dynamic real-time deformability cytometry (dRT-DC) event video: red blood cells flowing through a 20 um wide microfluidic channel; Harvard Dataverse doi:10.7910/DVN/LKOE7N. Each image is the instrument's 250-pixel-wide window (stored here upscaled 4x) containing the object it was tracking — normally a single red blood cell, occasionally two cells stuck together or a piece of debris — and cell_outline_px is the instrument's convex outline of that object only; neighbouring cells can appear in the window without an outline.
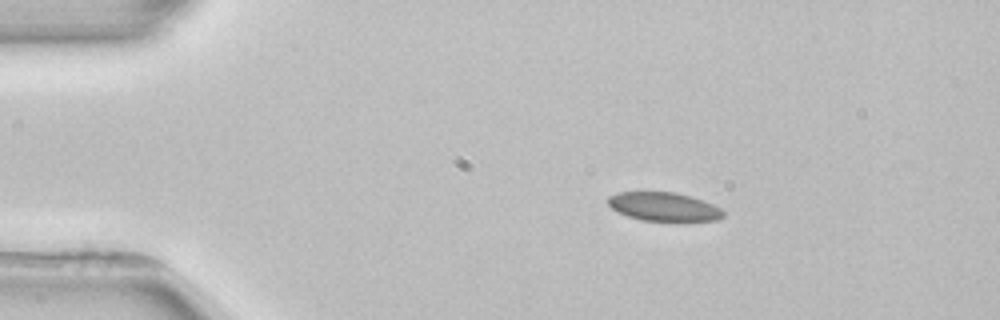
{"species": "common noctule bat (a hibernating species)", "species_latin": "Nyctalus noctula", "temperature_condition": "room temperature", "stored_images_in_passage": 3, "camera_frame_rate_fps": 3000, "um_per_image_px": 0.085, "animal": {"sex": "female", "body_mass_g": 22.7, "forearm_length_mm": 54.2}, "frame": {"image": 1, "passage_image": 1, "time_ms": 0.0, "image_size_px": [1000, 320], "cell_outline_px": [[724, 216], [720, 220], [680, 224], [640, 220], [616, 212], [608, 204], [608, 196], [620, 192], [672, 192], [688, 196], [712, 204], [720, 208], [724, 212]], "centroid_in_image_um": [56.46, 17.64], "position_along_channel_um": 28.5, "area_um2": 20.06}}
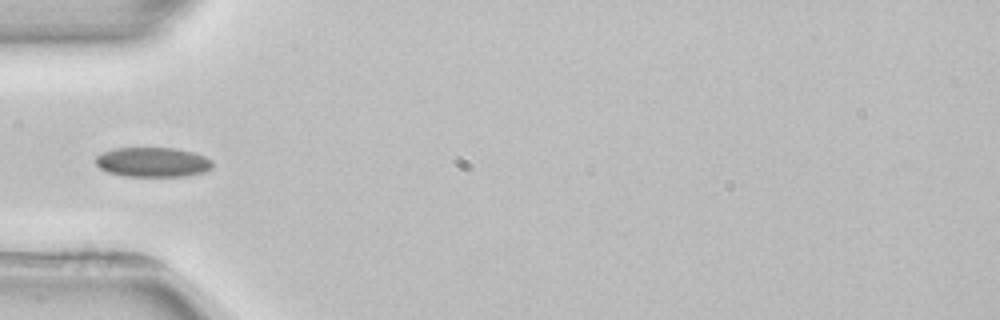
{"frame": {"image": 2, "passage_image": 3, "time_ms": 2.667, "image_size_px": [1000, 320], "cell_outline_px": [[212, 168], [204, 172], [184, 176], [128, 176], [108, 172], [100, 168], [96, 164], [96, 156], [104, 152], [116, 148], [176, 148], [192, 152], [204, 156], [212, 160]], "centroid_in_image_um": [13.0, 13.78], "position_along_channel_um": 72.0, "area_um2": 20.06}}